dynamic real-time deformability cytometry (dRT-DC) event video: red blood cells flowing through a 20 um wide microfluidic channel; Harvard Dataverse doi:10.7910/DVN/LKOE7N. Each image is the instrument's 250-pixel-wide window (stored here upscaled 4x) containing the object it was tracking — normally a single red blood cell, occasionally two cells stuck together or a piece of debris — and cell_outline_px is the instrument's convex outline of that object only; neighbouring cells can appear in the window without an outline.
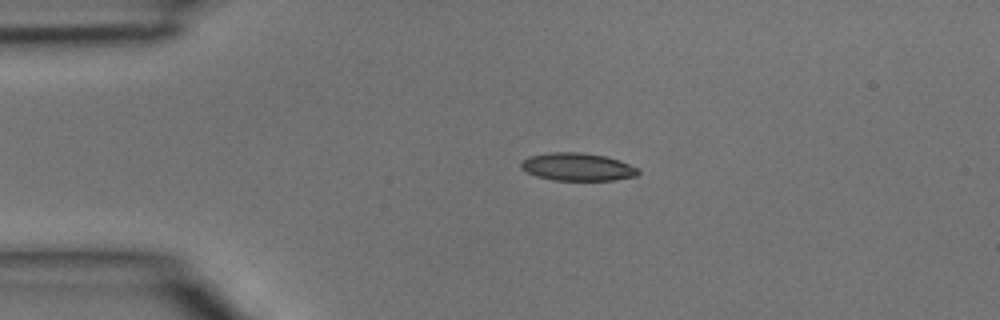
{"species": "common noctule bat (a hibernating species)", "species_latin": "Nyctalus noctula", "temperature_condition": "room temperature", "stored_images_in_passage": 2, "camera_frame_rate_fps": 3000, "um_per_image_px": 0.085, "animal": {"sex": "male", "body_mass_g": 15.6}, "frame": {"image": 1, "passage_image": 1, "time_ms": 0.0, "image_size_px": [1000, 320], "cell_outline_px": [[640, 172], [636, 176], [612, 180], [552, 180], [536, 176], [520, 168], [520, 164], [528, 156], [552, 152], [576, 152], [604, 156], [628, 164], [636, 168]], "centroid_in_image_um": [49.04, 14.19], "position_along_channel_um": 36.0, "area_um2": 18.67}}